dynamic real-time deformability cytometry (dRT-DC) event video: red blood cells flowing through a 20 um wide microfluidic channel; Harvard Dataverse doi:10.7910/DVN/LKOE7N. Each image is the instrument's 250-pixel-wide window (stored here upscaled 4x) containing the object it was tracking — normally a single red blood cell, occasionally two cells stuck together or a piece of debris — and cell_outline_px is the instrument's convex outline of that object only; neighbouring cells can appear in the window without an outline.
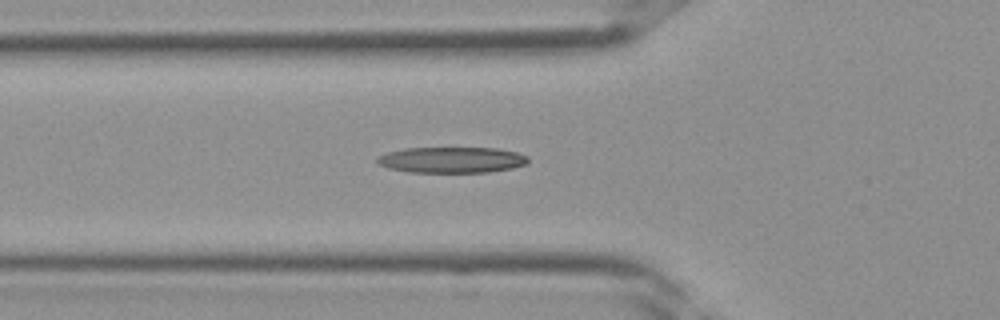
{"species": "Egyptian fruit bat (a non-hibernating species)", "species_latin": "Rousettus aegyptiacus", "temperature_condition": "room temperature", "stored_images_in_passage": 26, "camera_frame_rate_fps": 3000, "um_per_image_px": 0.085, "frame": {"image": 1, "passage_image": 2, "time_ms": 0.333, "image_size_px": [1000, 320], "cell_outline_px": [[528, 164], [512, 168], [488, 172], [408, 172], [388, 168], [380, 164], [376, 160], [376, 156], [388, 152], [404, 148], [496, 148], [516, 152], [528, 156]], "centroid_in_image_um": [38.39, 13.59], "position_along_channel_um": 87.4, "area_um2": 22.83}}
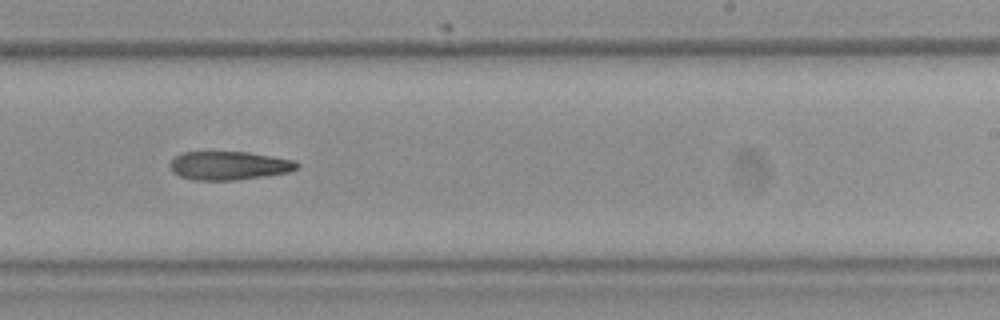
{"frame": {"image": 2, "passage_image": 12, "time_ms": 3.667, "image_size_px": [1000, 320], "cell_outline_px": [[300, 168], [288, 172], [264, 176], [236, 180], [196, 180], [180, 176], [172, 172], [168, 164], [172, 156], [180, 152], [248, 152], [296, 160], [300, 164]], "centroid_in_image_um": [19.44, 14.06], "position_along_channel_um": 269.6, "area_um2": 21.44}}
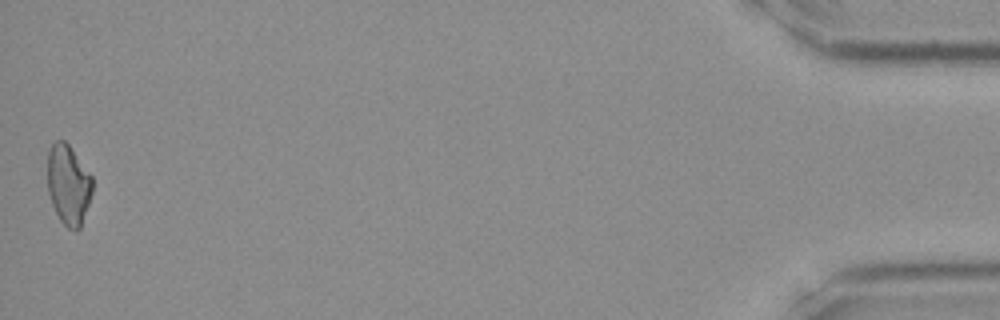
{"frame": {"image": 3, "passage_image": 26, "time_ms": 8.333, "image_size_px": [1000, 320], "cell_outline_px": [[92, 192], [80, 228], [76, 232], [68, 228], [60, 220], [52, 204], [48, 192], [48, 152], [52, 144], [56, 140], [64, 140], [68, 144], [92, 176]], "centroid_in_image_um": [5.81, 15.7], "position_along_channel_um": 429.4, "area_um2": 20.75}}